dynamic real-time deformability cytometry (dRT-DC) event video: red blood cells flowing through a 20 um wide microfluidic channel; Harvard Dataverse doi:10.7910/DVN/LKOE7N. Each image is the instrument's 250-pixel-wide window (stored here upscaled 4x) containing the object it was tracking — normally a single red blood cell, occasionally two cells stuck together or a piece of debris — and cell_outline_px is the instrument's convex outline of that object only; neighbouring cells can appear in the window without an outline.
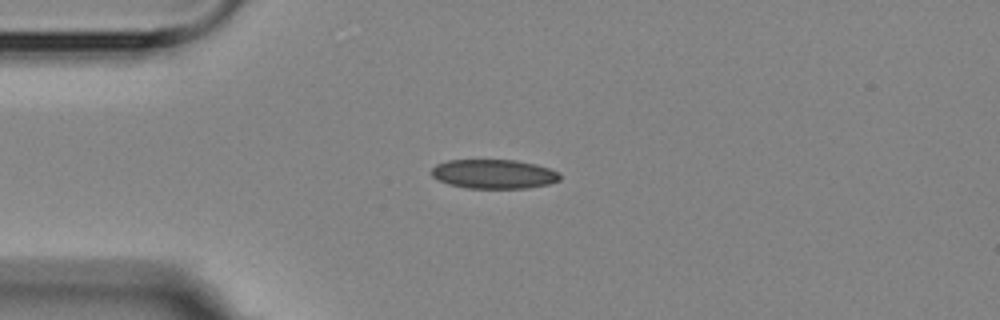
{"species": "Egyptian fruit bat (a non-hibernating species)", "species_latin": "Rousettus aegyptiacus", "temperature_condition": "room temperature", "stored_images_in_passage": 14, "camera_frame_rate_fps": 3000, "um_per_image_px": 0.085, "animal": {"sex": "female"}, "frame": {"image": 1, "passage_image": 3, "time_ms": 2.333, "image_size_px": [1000, 320], "cell_outline_px": [[560, 180], [548, 184], [524, 188], [468, 188], [448, 184], [432, 176], [432, 168], [436, 164], [448, 160], [516, 160], [536, 164], [560, 172]], "centroid_in_image_um": [41.99, 14.78], "position_along_channel_um": 43.0, "area_um2": 21.79}}
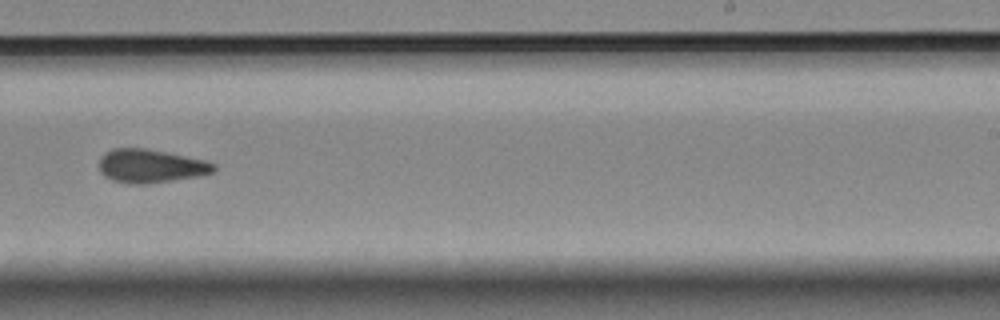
{"frame": {"image": 2, "passage_image": 9, "time_ms": 9.333, "image_size_px": [1000, 320], "cell_outline_px": [[216, 168], [212, 172], [200, 176], [144, 184], [128, 184], [112, 180], [104, 176], [100, 172], [100, 156], [104, 152], [112, 148], [144, 148], [208, 160], [216, 164]], "centroid_in_image_um": [12.8, 14.11], "position_along_channel_um": 276.2, "area_um2": 22.54}}
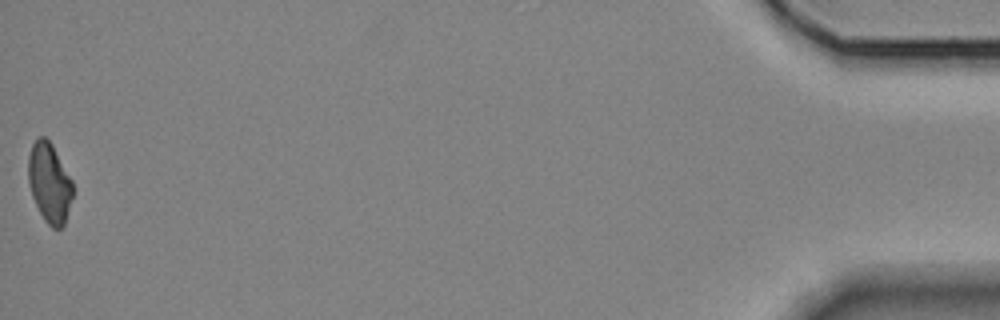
{"frame": {"image": 3, "passage_image": 14, "time_ms": 16.333, "image_size_px": [1000, 320], "cell_outline_px": [[72, 196], [64, 224], [60, 228], [52, 228], [44, 220], [32, 196], [28, 180], [28, 156], [32, 144], [40, 136], [44, 136], [52, 144], [72, 180]], "centroid_in_image_um": [4.19, 15.52], "position_along_channel_um": 431.0, "area_um2": 20.4}, "authors_computed_cell_mechanics": {"area_um2": 21.7328, "velocity_mm_per_s": 3.6018, "shape_relaxation_time_tau1_ms": 7.3655, "shape_relaxation_time_tau2_ms": 2.5193, "deformation_change_tau1": 0.1282, "deformation_change_tau2": 0.0774}}